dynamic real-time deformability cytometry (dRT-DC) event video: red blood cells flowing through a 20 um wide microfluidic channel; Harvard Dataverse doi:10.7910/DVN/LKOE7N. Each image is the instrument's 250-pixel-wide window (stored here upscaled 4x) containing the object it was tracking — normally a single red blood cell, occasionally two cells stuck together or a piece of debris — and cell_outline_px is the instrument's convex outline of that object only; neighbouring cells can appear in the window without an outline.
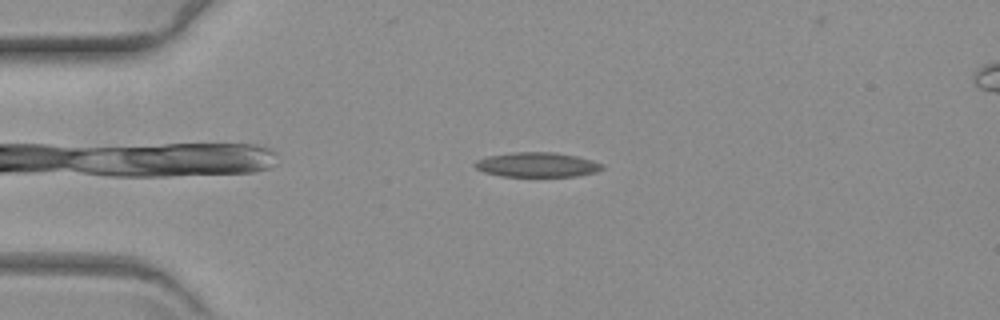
{"species": "common noctule bat (a hibernating species)", "species_latin": "Nyctalus noctula", "temperature_condition": "warm", "stored_images_in_passage": 52, "camera_frame_rate_fps": 3000, "um_per_image_px": 0.085, "animal": {"sex": "female", "body_mass_g": 19.3, "forearm_length_mm": 54.1}, "frame": {"image": 1, "passage_image": 7, "time_ms": 2.0, "image_size_px": [1000, 320], "cell_outline_px": [[604, 168], [596, 172], [576, 176], [500, 176], [484, 172], [476, 168], [472, 164], [476, 160], [488, 156], [512, 152], [552, 152], [576, 156], [592, 160], [604, 164]], "centroid_in_image_um": [45.64, 14.0], "position_along_channel_um": 39.4, "area_um2": 18.32}}
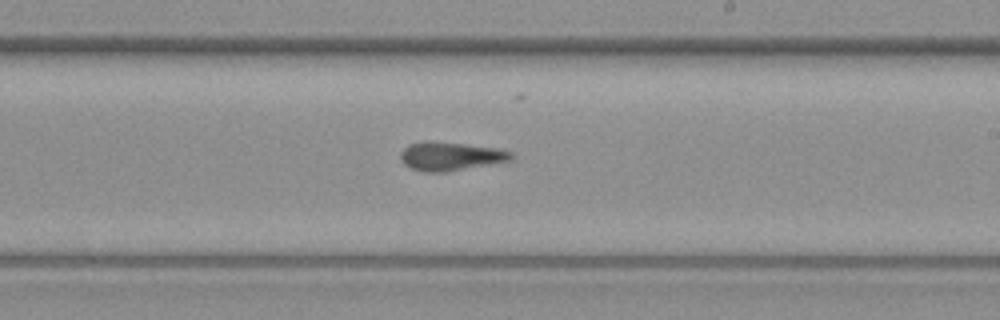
{"frame": {"image": 2, "passage_image": 28, "time_ms": 9.0, "image_size_px": [1000, 320], "cell_outline_px": [[512, 160], [448, 172], [424, 172], [412, 168], [404, 164], [400, 160], [400, 152], [408, 144], [464, 144], [496, 148], [512, 152]], "centroid_in_image_um": [38.32, 13.33], "position_along_channel_um": 250.7, "area_um2": 17.69}}
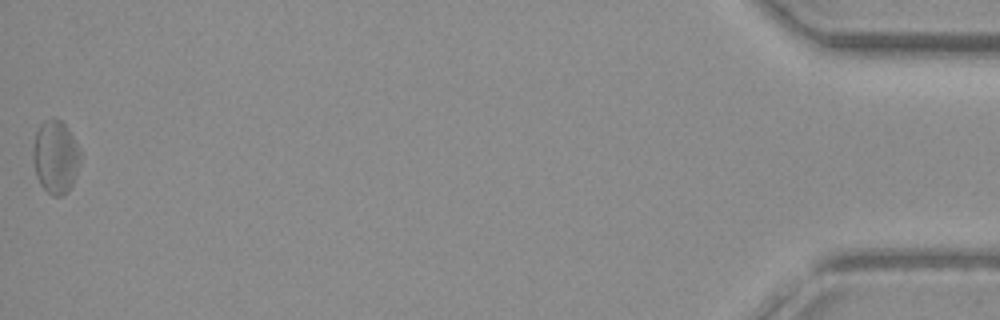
{"frame": {"image": 3, "passage_image": 52, "time_ms": 17.0, "image_size_px": [1000, 320], "cell_outline_px": [[80, 160], [72, 184], [68, 192], [60, 196], [52, 196], [40, 184], [36, 176], [32, 160], [32, 148], [36, 132], [40, 124], [44, 120], [52, 116], [56, 116], [64, 124], [80, 148]], "centroid_in_image_um": [4.69, 13.31], "position_along_channel_um": 430.5, "area_um2": 20.35}}